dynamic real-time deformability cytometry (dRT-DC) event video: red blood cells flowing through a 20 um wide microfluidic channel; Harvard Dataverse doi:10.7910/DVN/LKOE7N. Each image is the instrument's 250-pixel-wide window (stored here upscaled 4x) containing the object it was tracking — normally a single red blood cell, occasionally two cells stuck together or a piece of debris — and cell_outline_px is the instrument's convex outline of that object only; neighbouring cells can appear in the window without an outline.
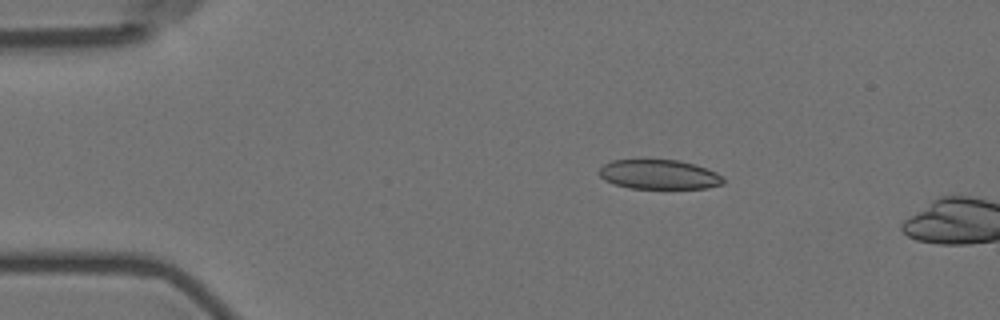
{"species": "Egyptian fruit bat (a non-hibernating species)", "species_latin": "Rousettus aegyptiacus", "temperature_condition": "room temperature", "stored_images_in_passage": 5, "camera_frame_rate_fps": 3000, "um_per_image_px": 0.085, "animal": {"sex": "female"}, "frame": {"image": 1, "passage_image": 3, "time_ms": 2.333, "image_size_px": [1000, 320], "cell_outline_px": [[724, 184], [708, 188], [628, 188], [604, 180], [596, 172], [604, 164], [612, 160], [680, 160], [696, 164], [716, 172], [724, 180]], "centroid_in_image_um": [56.01, 14.83], "position_along_channel_um": 29.0, "area_um2": 21.39}}